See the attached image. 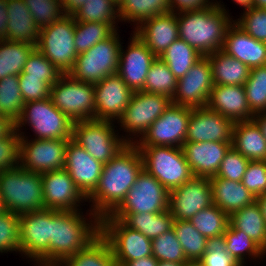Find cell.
<instances>
[{
	"instance_id": "cell-38",
	"label": "cell",
	"mask_w": 266,
	"mask_h": 266,
	"mask_svg": "<svg viewBox=\"0 0 266 266\" xmlns=\"http://www.w3.org/2000/svg\"><path fill=\"white\" fill-rule=\"evenodd\" d=\"M203 57L184 40H175L159 57L169 67L177 79L182 78L188 70Z\"/></svg>"
},
{
	"instance_id": "cell-54",
	"label": "cell",
	"mask_w": 266,
	"mask_h": 266,
	"mask_svg": "<svg viewBox=\"0 0 266 266\" xmlns=\"http://www.w3.org/2000/svg\"><path fill=\"white\" fill-rule=\"evenodd\" d=\"M19 139L20 135L15 128L0 138V172L19 165Z\"/></svg>"
},
{
	"instance_id": "cell-61",
	"label": "cell",
	"mask_w": 266,
	"mask_h": 266,
	"mask_svg": "<svg viewBox=\"0 0 266 266\" xmlns=\"http://www.w3.org/2000/svg\"><path fill=\"white\" fill-rule=\"evenodd\" d=\"M253 120L258 124L264 138L266 139V112L255 114Z\"/></svg>"
},
{
	"instance_id": "cell-8",
	"label": "cell",
	"mask_w": 266,
	"mask_h": 266,
	"mask_svg": "<svg viewBox=\"0 0 266 266\" xmlns=\"http://www.w3.org/2000/svg\"><path fill=\"white\" fill-rule=\"evenodd\" d=\"M75 24L73 16L65 14L61 19L40 28L36 48L62 73H68L75 64L78 53L74 44Z\"/></svg>"
},
{
	"instance_id": "cell-50",
	"label": "cell",
	"mask_w": 266,
	"mask_h": 266,
	"mask_svg": "<svg viewBox=\"0 0 266 266\" xmlns=\"http://www.w3.org/2000/svg\"><path fill=\"white\" fill-rule=\"evenodd\" d=\"M20 253L19 216L6 211L0 215V253Z\"/></svg>"
},
{
	"instance_id": "cell-2",
	"label": "cell",
	"mask_w": 266,
	"mask_h": 266,
	"mask_svg": "<svg viewBox=\"0 0 266 266\" xmlns=\"http://www.w3.org/2000/svg\"><path fill=\"white\" fill-rule=\"evenodd\" d=\"M176 14L179 39L203 56L222 50L226 32L234 21L219 1L203 9Z\"/></svg>"
},
{
	"instance_id": "cell-25",
	"label": "cell",
	"mask_w": 266,
	"mask_h": 266,
	"mask_svg": "<svg viewBox=\"0 0 266 266\" xmlns=\"http://www.w3.org/2000/svg\"><path fill=\"white\" fill-rule=\"evenodd\" d=\"M231 144L227 142H185L182 149L194 176L211 178L216 176Z\"/></svg>"
},
{
	"instance_id": "cell-9",
	"label": "cell",
	"mask_w": 266,
	"mask_h": 266,
	"mask_svg": "<svg viewBox=\"0 0 266 266\" xmlns=\"http://www.w3.org/2000/svg\"><path fill=\"white\" fill-rule=\"evenodd\" d=\"M115 127L113 121L109 120L74 122L72 139L94 159L106 164L127 145L124 136L115 133Z\"/></svg>"
},
{
	"instance_id": "cell-11",
	"label": "cell",
	"mask_w": 266,
	"mask_h": 266,
	"mask_svg": "<svg viewBox=\"0 0 266 266\" xmlns=\"http://www.w3.org/2000/svg\"><path fill=\"white\" fill-rule=\"evenodd\" d=\"M171 99L165 95L134 92L123 116L117 121L124 132L129 135L124 137L127 144H135L147 132L152 123L159 118L171 104ZM132 134V135H131ZM139 134V135H138ZM135 135V137H133ZM137 136V137H136ZM136 139H132V138ZM132 139V140H131Z\"/></svg>"
},
{
	"instance_id": "cell-7",
	"label": "cell",
	"mask_w": 266,
	"mask_h": 266,
	"mask_svg": "<svg viewBox=\"0 0 266 266\" xmlns=\"http://www.w3.org/2000/svg\"><path fill=\"white\" fill-rule=\"evenodd\" d=\"M117 31L86 52L78 54L68 74L75 80L96 84L106 76L117 73L120 48L123 44Z\"/></svg>"
},
{
	"instance_id": "cell-17",
	"label": "cell",
	"mask_w": 266,
	"mask_h": 266,
	"mask_svg": "<svg viewBox=\"0 0 266 266\" xmlns=\"http://www.w3.org/2000/svg\"><path fill=\"white\" fill-rule=\"evenodd\" d=\"M213 204L210 178L193 176L169 192L168 210L174 220H190Z\"/></svg>"
},
{
	"instance_id": "cell-28",
	"label": "cell",
	"mask_w": 266,
	"mask_h": 266,
	"mask_svg": "<svg viewBox=\"0 0 266 266\" xmlns=\"http://www.w3.org/2000/svg\"><path fill=\"white\" fill-rule=\"evenodd\" d=\"M213 204L229 216L256 201L242 182L213 176L210 178Z\"/></svg>"
},
{
	"instance_id": "cell-29",
	"label": "cell",
	"mask_w": 266,
	"mask_h": 266,
	"mask_svg": "<svg viewBox=\"0 0 266 266\" xmlns=\"http://www.w3.org/2000/svg\"><path fill=\"white\" fill-rule=\"evenodd\" d=\"M6 2L8 13L6 40L36 46L40 28L31 16L29 8L23 0H6Z\"/></svg>"
},
{
	"instance_id": "cell-35",
	"label": "cell",
	"mask_w": 266,
	"mask_h": 266,
	"mask_svg": "<svg viewBox=\"0 0 266 266\" xmlns=\"http://www.w3.org/2000/svg\"><path fill=\"white\" fill-rule=\"evenodd\" d=\"M118 11L121 22L136 23V28L155 15L170 12V0H121Z\"/></svg>"
},
{
	"instance_id": "cell-5",
	"label": "cell",
	"mask_w": 266,
	"mask_h": 266,
	"mask_svg": "<svg viewBox=\"0 0 266 266\" xmlns=\"http://www.w3.org/2000/svg\"><path fill=\"white\" fill-rule=\"evenodd\" d=\"M138 148L143 159V169L154 176L169 192L194 176L182 147Z\"/></svg>"
},
{
	"instance_id": "cell-18",
	"label": "cell",
	"mask_w": 266,
	"mask_h": 266,
	"mask_svg": "<svg viewBox=\"0 0 266 266\" xmlns=\"http://www.w3.org/2000/svg\"><path fill=\"white\" fill-rule=\"evenodd\" d=\"M213 87L211 64L208 57L203 56L178 79L171 102L191 108L207 107Z\"/></svg>"
},
{
	"instance_id": "cell-13",
	"label": "cell",
	"mask_w": 266,
	"mask_h": 266,
	"mask_svg": "<svg viewBox=\"0 0 266 266\" xmlns=\"http://www.w3.org/2000/svg\"><path fill=\"white\" fill-rule=\"evenodd\" d=\"M20 253L38 266H50L51 209L19 216Z\"/></svg>"
},
{
	"instance_id": "cell-22",
	"label": "cell",
	"mask_w": 266,
	"mask_h": 266,
	"mask_svg": "<svg viewBox=\"0 0 266 266\" xmlns=\"http://www.w3.org/2000/svg\"><path fill=\"white\" fill-rule=\"evenodd\" d=\"M127 50L121 45L117 74L134 92L142 91L156 55L133 33Z\"/></svg>"
},
{
	"instance_id": "cell-6",
	"label": "cell",
	"mask_w": 266,
	"mask_h": 266,
	"mask_svg": "<svg viewBox=\"0 0 266 266\" xmlns=\"http://www.w3.org/2000/svg\"><path fill=\"white\" fill-rule=\"evenodd\" d=\"M25 124L32 127L35 133L34 139L69 140L72 138L73 121L54 106L50 97L24 103L14 128L19 132Z\"/></svg>"
},
{
	"instance_id": "cell-57",
	"label": "cell",
	"mask_w": 266,
	"mask_h": 266,
	"mask_svg": "<svg viewBox=\"0 0 266 266\" xmlns=\"http://www.w3.org/2000/svg\"><path fill=\"white\" fill-rule=\"evenodd\" d=\"M6 7V0H0V41L7 38L8 13Z\"/></svg>"
},
{
	"instance_id": "cell-1",
	"label": "cell",
	"mask_w": 266,
	"mask_h": 266,
	"mask_svg": "<svg viewBox=\"0 0 266 266\" xmlns=\"http://www.w3.org/2000/svg\"><path fill=\"white\" fill-rule=\"evenodd\" d=\"M143 169V159L135 144H127L103 165L95 190L87 197L90 210L100 219L111 214L125 199Z\"/></svg>"
},
{
	"instance_id": "cell-19",
	"label": "cell",
	"mask_w": 266,
	"mask_h": 266,
	"mask_svg": "<svg viewBox=\"0 0 266 266\" xmlns=\"http://www.w3.org/2000/svg\"><path fill=\"white\" fill-rule=\"evenodd\" d=\"M41 177L44 209L78 211L80 202H88L65 169L42 173Z\"/></svg>"
},
{
	"instance_id": "cell-33",
	"label": "cell",
	"mask_w": 266,
	"mask_h": 266,
	"mask_svg": "<svg viewBox=\"0 0 266 266\" xmlns=\"http://www.w3.org/2000/svg\"><path fill=\"white\" fill-rule=\"evenodd\" d=\"M56 266H117L107 240L99 233L84 248Z\"/></svg>"
},
{
	"instance_id": "cell-60",
	"label": "cell",
	"mask_w": 266,
	"mask_h": 266,
	"mask_svg": "<svg viewBox=\"0 0 266 266\" xmlns=\"http://www.w3.org/2000/svg\"><path fill=\"white\" fill-rule=\"evenodd\" d=\"M14 128V123L0 114V138L6 136Z\"/></svg>"
},
{
	"instance_id": "cell-51",
	"label": "cell",
	"mask_w": 266,
	"mask_h": 266,
	"mask_svg": "<svg viewBox=\"0 0 266 266\" xmlns=\"http://www.w3.org/2000/svg\"><path fill=\"white\" fill-rule=\"evenodd\" d=\"M234 22L254 39L266 42V9L251 7Z\"/></svg>"
},
{
	"instance_id": "cell-67",
	"label": "cell",
	"mask_w": 266,
	"mask_h": 266,
	"mask_svg": "<svg viewBox=\"0 0 266 266\" xmlns=\"http://www.w3.org/2000/svg\"><path fill=\"white\" fill-rule=\"evenodd\" d=\"M185 266H200L197 262H189Z\"/></svg>"
},
{
	"instance_id": "cell-64",
	"label": "cell",
	"mask_w": 266,
	"mask_h": 266,
	"mask_svg": "<svg viewBox=\"0 0 266 266\" xmlns=\"http://www.w3.org/2000/svg\"><path fill=\"white\" fill-rule=\"evenodd\" d=\"M252 7L266 9V0H252Z\"/></svg>"
},
{
	"instance_id": "cell-63",
	"label": "cell",
	"mask_w": 266,
	"mask_h": 266,
	"mask_svg": "<svg viewBox=\"0 0 266 266\" xmlns=\"http://www.w3.org/2000/svg\"><path fill=\"white\" fill-rule=\"evenodd\" d=\"M240 7H244L243 10L250 9L252 7V0H233Z\"/></svg>"
},
{
	"instance_id": "cell-26",
	"label": "cell",
	"mask_w": 266,
	"mask_h": 266,
	"mask_svg": "<svg viewBox=\"0 0 266 266\" xmlns=\"http://www.w3.org/2000/svg\"><path fill=\"white\" fill-rule=\"evenodd\" d=\"M207 107L233 122L248 121L254 117L242 85H214Z\"/></svg>"
},
{
	"instance_id": "cell-15",
	"label": "cell",
	"mask_w": 266,
	"mask_h": 266,
	"mask_svg": "<svg viewBox=\"0 0 266 266\" xmlns=\"http://www.w3.org/2000/svg\"><path fill=\"white\" fill-rule=\"evenodd\" d=\"M191 111V107L171 103L135 145L137 147H182L185 143Z\"/></svg>"
},
{
	"instance_id": "cell-12",
	"label": "cell",
	"mask_w": 266,
	"mask_h": 266,
	"mask_svg": "<svg viewBox=\"0 0 266 266\" xmlns=\"http://www.w3.org/2000/svg\"><path fill=\"white\" fill-rule=\"evenodd\" d=\"M100 234L110 245L116 262H129L153 256L152 239L131 229L122 220L110 214L100 218Z\"/></svg>"
},
{
	"instance_id": "cell-16",
	"label": "cell",
	"mask_w": 266,
	"mask_h": 266,
	"mask_svg": "<svg viewBox=\"0 0 266 266\" xmlns=\"http://www.w3.org/2000/svg\"><path fill=\"white\" fill-rule=\"evenodd\" d=\"M169 191L142 169L125 199L112 213H160L168 210Z\"/></svg>"
},
{
	"instance_id": "cell-62",
	"label": "cell",
	"mask_w": 266,
	"mask_h": 266,
	"mask_svg": "<svg viewBox=\"0 0 266 266\" xmlns=\"http://www.w3.org/2000/svg\"><path fill=\"white\" fill-rule=\"evenodd\" d=\"M256 202L259 205L263 218L266 222V194L256 197Z\"/></svg>"
},
{
	"instance_id": "cell-42",
	"label": "cell",
	"mask_w": 266,
	"mask_h": 266,
	"mask_svg": "<svg viewBox=\"0 0 266 266\" xmlns=\"http://www.w3.org/2000/svg\"><path fill=\"white\" fill-rule=\"evenodd\" d=\"M23 106L18 75H9L0 80V114L15 123L22 113Z\"/></svg>"
},
{
	"instance_id": "cell-44",
	"label": "cell",
	"mask_w": 266,
	"mask_h": 266,
	"mask_svg": "<svg viewBox=\"0 0 266 266\" xmlns=\"http://www.w3.org/2000/svg\"><path fill=\"white\" fill-rule=\"evenodd\" d=\"M115 30L107 23L78 22L75 24L74 44L78 54L109 38Z\"/></svg>"
},
{
	"instance_id": "cell-24",
	"label": "cell",
	"mask_w": 266,
	"mask_h": 266,
	"mask_svg": "<svg viewBox=\"0 0 266 266\" xmlns=\"http://www.w3.org/2000/svg\"><path fill=\"white\" fill-rule=\"evenodd\" d=\"M133 33L156 55L160 57L165 50L179 39L177 14L167 12L143 21Z\"/></svg>"
},
{
	"instance_id": "cell-10",
	"label": "cell",
	"mask_w": 266,
	"mask_h": 266,
	"mask_svg": "<svg viewBox=\"0 0 266 266\" xmlns=\"http://www.w3.org/2000/svg\"><path fill=\"white\" fill-rule=\"evenodd\" d=\"M50 98L71 121L95 119V86L62 74L50 88Z\"/></svg>"
},
{
	"instance_id": "cell-30",
	"label": "cell",
	"mask_w": 266,
	"mask_h": 266,
	"mask_svg": "<svg viewBox=\"0 0 266 266\" xmlns=\"http://www.w3.org/2000/svg\"><path fill=\"white\" fill-rule=\"evenodd\" d=\"M231 146L249 161H266V139L253 119L234 122Z\"/></svg>"
},
{
	"instance_id": "cell-32",
	"label": "cell",
	"mask_w": 266,
	"mask_h": 266,
	"mask_svg": "<svg viewBox=\"0 0 266 266\" xmlns=\"http://www.w3.org/2000/svg\"><path fill=\"white\" fill-rule=\"evenodd\" d=\"M115 219L122 220L128 227L138 230L153 239L173 228L174 218L169 210L156 213H111Z\"/></svg>"
},
{
	"instance_id": "cell-36",
	"label": "cell",
	"mask_w": 266,
	"mask_h": 266,
	"mask_svg": "<svg viewBox=\"0 0 266 266\" xmlns=\"http://www.w3.org/2000/svg\"><path fill=\"white\" fill-rule=\"evenodd\" d=\"M71 15L78 22L107 23L115 31L118 30L116 24L120 21L118 3L114 0H86Z\"/></svg>"
},
{
	"instance_id": "cell-66",
	"label": "cell",
	"mask_w": 266,
	"mask_h": 266,
	"mask_svg": "<svg viewBox=\"0 0 266 266\" xmlns=\"http://www.w3.org/2000/svg\"><path fill=\"white\" fill-rule=\"evenodd\" d=\"M7 210H6V208H5V205H4V203H3V200H2V198H1V194H0V215L2 214V213H4V212H6Z\"/></svg>"
},
{
	"instance_id": "cell-23",
	"label": "cell",
	"mask_w": 266,
	"mask_h": 266,
	"mask_svg": "<svg viewBox=\"0 0 266 266\" xmlns=\"http://www.w3.org/2000/svg\"><path fill=\"white\" fill-rule=\"evenodd\" d=\"M65 158L64 169L79 190L88 197L98 185L104 164L94 159L72 138L68 140Z\"/></svg>"
},
{
	"instance_id": "cell-47",
	"label": "cell",
	"mask_w": 266,
	"mask_h": 266,
	"mask_svg": "<svg viewBox=\"0 0 266 266\" xmlns=\"http://www.w3.org/2000/svg\"><path fill=\"white\" fill-rule=\"evenodd\" d=\"M22 72L27 74V77L41 78L50 88L62 75L37 48L31 52Z\"/></svg>"
},
{
	"instance_id": "cell-52",
	"label": "cell",
	"mask_w": 266,
	"mask_h": 266,
	"mask_svg": "<svg viewBox=\"0 0 266 266\" xmlns=\"http://www.w3.org/2000/svg\"><path fill=\"white\" fill-rule=\"evenodd\" d=\"M249 160L241 155L232 146L226 152L216 176L232 181L242 182Z\"/></svg>"
},
{
	"instance_id": "cell-4",
	"label": "cell",
	"mask_w": 266,
	"mask_h": 266,
	"mask_svg": "<svg viewBox=\"0 0 266 266\" xmlns=\"http://www.w3.org/2000/svg\"><path fill=\"white\" fill-rule=\"evenodd\" d=\"M0 194L6 210L15 215L44 209L41 174L20 165L0 172Z\"/></svg>"
},
{
	"instance_id": "cell-21",
	"label": "cell",
	"mask_w": 266,
	"mask_h": 266,
	"mask_svg": "<svg viewBox=\"0 0 266 266\" xmlns=\"http://www.w3.org/2000/svg\"><path fill=\"white\" fill-rule=\"evenodd\" d=\"M234 122L208 107L192 108L185 142L232 143Z\"/></svg>"
},
{
	"instance_id": "cell-55",
	"label": "cell",
	"mask_w": 266,
	"mask_h": 266,
	"mask_svg": "<svg viewBox=\"0 0 266 266\" xmlns=\"http://www.w3.org/2000/svg\"><path fill=\"white\" fill-rule=\"evenodd\" d=\"M18 77L24 103L50 97V87L44 81H41V78L27 77V74L23 72Z\"/></svg>"
},
{
	"instance_id": "cell-39",
	"label": "cell",
	"mask_w": 266,
	"mask_h": 266,
	"mask_svg": "<svg viewBox=\"0 0 266 266\" xmlns=\"http://www.w3.org/2000/svg\"><path fill=\"white\" fill-rule=\"evenodd\" d=\"M224 239L226 250L241 266H245L246 256L259 260L265 258L264 250L255 241L242 230L234 229L230 224L226 228Z\"/></svg>"
},
{
	"instance_id": "cell-37",
	"label": "cell",
	"mask_w": 266,
	"mask_h": 266,
	"mask_svg": "<svg viewBox=\"0 0 266 266\" xmlns=\"http://www.w3.org/2000/svg\"><path fill=\"white\" fill-rule=\"evenodd\" d=\"M35 48L26 43L0 41V80L9 75H20Z\"/></svg>"
},
{
	"instance_id": "cell-58",
	"label": "cell",
	"mask_w": 266,
	"mask_h": 266,
	"mask_svg": "<svg viewBox=\"0 0 266 266\" xmlns=\"http://www.w3.org/2000/svg\"><path fill=\"white\" fill-rule=\"evenodd\" d=\"M159 261L154 256L142 257L129 262H116L117 266H158Z\"/></svg>"
},
{
	"instance_id": "cell-49",
	"label": "cell",
	"mask_w": 266,
	"mask_h": 266,
	"mask_svg": "<svg viewBox=\"0 0 266 266\" xmlns=\"http://www.w3.org/2000/svg\"><path fill=\"white\" fill-rule=\"evenodd\" d=\"M197 263L200 266H241L226 250L224 235L207 239L206 251Z\"/></svg>"
},
{
	"instance_id": "cell-3",
	"label": "cell",
	"mask_w": 266,
	"mask_h": 266,
	"mask_svg": "<svg viewBox=\"0 0 266 266\" xmlns=\"http://www.w3.org/2000/svg\"><path fill=\"white\" fill-rule=\"evenodd\" d=\"M80 213L51 209L50 266L73 256L100 233V219L91 210L90 221Z\"/></svg>"
},
{
	"instance_id": "cell-48",
	"label": "cell",
	"mask_w": 266,
	"mask_h": 266,
	"mask_svg": "<svg viewBox=\"0 0 266 266\" xmlns=\"http://www.w3.org/2000/svg\"><path fill=\"white\" fill-rule=\"evenodd\" d=\"M39 28L52 24L64 15L62 0H23Z\"/></svg>"
},
{
	"instance_id": "cell-65",
	"label": "cell",
	"mask_w": 266,
	"mask_h": 266,
	"mask_svg": "<svg viewBox=\"0 0 266 266\" xmlns=\"http://www.w3.org/2000/svg\"><path fill=\"white\" fill-rule=\"evenodd\" d=\"M187 263H175L167 261H159L158 266H185Z\"/></svg>"
},
{
	"instance_id": "cell-43",
	"label": "cell",
	"mask_w": 266,
	"mask_h": 266,
	"mask_svg": "<svg viewBox=\"0 0 266 266\" xmlns=\"http://www.w3.org/2000/svg\"><path fill=\"white\" fill-rule=\"evenodd\" d=\"M189 221L208 239L224 235L229 224V215L212 204L199 211Z\"/></svg>"
},
{
	"instance_id": "cell-53",
	"label": "cell",
	"mask_w": 266,
	"mask_h": 266,
	"mask_svg": "<svg viewBox=\"0 0 266 266\" xmlns=\"http://www.w3.org/2000/svg\"><path fill=\"white\" fill-rule=\"evenodd\" d=\"M242 183L255 197L266 194V161H250Z\"/></svg>"
},
{
	"instance_id": "cell-34",
	"label": "cell",
	"mask_w": 266,
	"mask_h": 266,
	"mask_svg": "<svg viewBox=\"0 0 266 266\" xmlns=\"http://www.w3.org/2000/svg\"><path fill=\"white\" fill-rule=\"evenodd\" d=\"M229 224L236 230H242L266 250V222L256 201L232 213L229 216Z\"/></svg>"
},
{
	"instance_id": "cell-45",
	"label": "cell",
	"mask_w": 266,
	"mask_h": 266,
	"mask_svg": "<svg viewBox=\"0 0 266 266\" xmlns=\"http://www.w3.org/2000/svg\"><path fill=\"white\" fill-rule=\"evenodd\" d=\"M244 88L251 112H266V65L250 69Z\"/></svg>"
},
{
	"instance_id": "cell-27",
	"label": "cell",
	"mask_w": 266,
	"mask_h": 266,
	"mask_svg": "<svg viewBox=\"0 0 266 266\" xmlns=\"http://www.w3.org/2000/svg\"><path fill=\"white\" fill-rule=\"evenodd\" d=\"M222 51L250 69L266 65V42L254 39L234 21L226 32Z\"/></svg>"
},
{
	"instance_id": "cell-40",
	"label": "cell",
	"mask_w": 266,
	"mask_h": 266,
	"mask_svg": "<svg viewBox=\"0 0 266 266\" xmlns=\"http://www.w3.org/2000/svg\"><path fill=\"white\" fill-rule=\"evenodd\" d=\"M173 230L188 262H198L206 251L207 238L189 220H174Z\"/></svg>"
},
{
	"instance_id": "cell-14",
	"label": "cell",
	"mask_w": 266,
	"mask_h": 266,
	"mask_svg": "<svg viewBox=\"0 0 266 266\" xmlns=\"http://www.w3.org/2000/svg\"><path fill=\"white\" fill-rule=\"evenodd\" d=\"M19 165L26 171L46 173L65 167L68 140L64 139H29L24 132H18Z\"/></svg>"
},
{
	"instance_id": "cell-31",
	"label": "cell",
	"mask_w": 266,
	"mask_h": 266,
	"mask_svg": "<svg viewBox=\"0 0 266 266\" xmlns=\"http://www.w3.org/2000/svg\"><path fill=\"white\" fill-rule=\"evenodd\" d=\"M214 85H242L249 78L250 68L234 57L218 50L207 55Z\"/></svg>"
},
{
	"instance_id": "cell-20",
	"label": "cell",
	"mask_w": 266,
	"mask_h": 266,
	"mask_svg": "<svg viewBox=\"0 0 266 266\" xmlns=\"http://www.w3.org/2000/svg\"><path fill=\"white\" fill-rule=\"evenodd\" d=\"M95 86V119L119 120L134 91L117 74L106 76Z\"/></svg>"
},
{
	"instance_id": "cell-56",
	"label": "cell",
	"mask_w": 266,
	"mask_h": 266,
	"mask_svg": "<svg viewBox=\"0 0 266 266\" xmlns=\"http://www.w3.org/2000/svg\"><path fill=\"white\" fill-rule=\"evenodd\" d=\"M210 0H170V11L180 12L186 10H198L212 5Z\"/></svg>"
},
{
	"instance_id": "cell-46",
	"label": "cell",
	"mask_w": 266,
	"mask_h": 266,
	"mask_svg": "<svg viewBox=\"0 0 266 266\" xmlns=\"http://www.w3.org/2000/svg\"><path fill=\"white\" fill-rule=\"evenodd\" d=\"M152 253L158 261L189 263L173 228L152 239Z\"/></svg>"
},
{
	"instance_id": "cell-41",
	"label": "cell",
	"mask_w": 266,
	"mask_h": 266,
	"mask_svg": "<svg viewBox=\"0 0 266 266\" xmlns=\"http://www.w3.org/2000/svg\"><path fill=\"white\" fill-rule=\"evenodd\" d=\"M177 83L178 79L170 71L168 65L157 57L149 68L142 91L165 95L172 99Z\"/></svg>"
},
{
	"instance_id": "cell-59",
	"label": "cell",
	"mask_w": 266,
	"mask_h": 266,
	"mask_svg": "<svg viewBox=\"0 0 266 266\" xmlns=\"http://www.w3.org/2000/svg\"><path fill=\"white\" fill-rule=\"evenodd\" d=\"M86 0H62L65 14H72L80 6L84 5Z\"/></svg>"
}]
</instances>
